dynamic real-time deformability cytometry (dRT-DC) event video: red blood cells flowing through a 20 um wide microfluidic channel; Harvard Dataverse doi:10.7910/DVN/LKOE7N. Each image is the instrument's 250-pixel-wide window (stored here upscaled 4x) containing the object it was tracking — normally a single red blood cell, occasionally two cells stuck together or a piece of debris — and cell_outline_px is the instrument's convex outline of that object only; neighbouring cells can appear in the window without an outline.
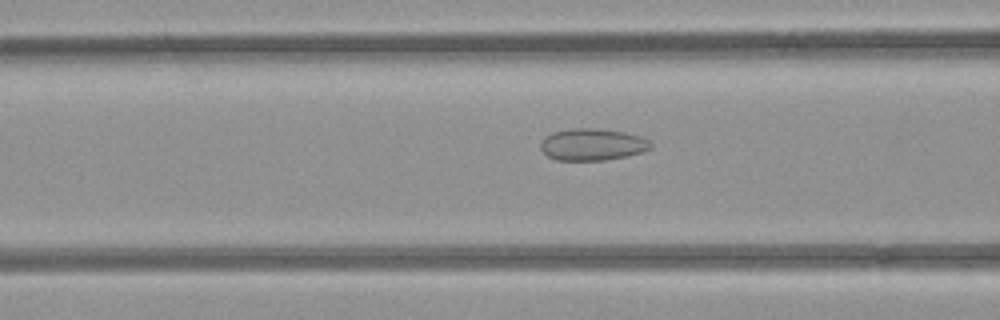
{"species": "common noctule bat (a hibernating species)", "species_latin": "Nyctalus noctula", "temperature_condition": "room temperature", "stored_images_in_passage": 37, "camera_frame_rate_fps": 3000, "um_per_image_px": 0.085, "animal": {"sex": "female", "body_mass_g": 21.9}, "frame": {"image": 1, "passage_image": 13, "time_ms": 4.0, "image_size_px": [1000, 320], "cell_outline_px": [[652, 148], [640, 152], [624, 156], [604, 160], [556, 160], [548, 156], [540, 148], [540, 144], [544, 136], [552, 132], [572, 128], [600, 128], [624, 132], [640, 136], [648, 140], [652, 144]], "centroid_in_image_um": [50.32, 12.27], "position_along_channel_um": 116.3, "area_um2": 20.46}}
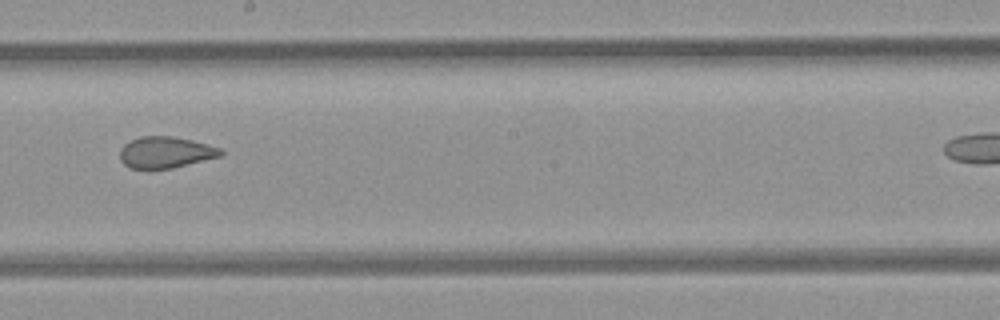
{"frame": {"image": 2, "passage_image": 22, "time_ms": 7.0, "image_size_px": [1000, 320], "cell_outline_px": [[224, 152], [220, 156], [172, 168], [128, 168], [120, 160], [120, 148], [124, 144], [140, 136], [172, 136], [192, 140], [208, 144], [220, 148]], "centroid_in_image_um": [14.05, 12.94], "position_along_channel_um": 234.1, "area_um2": 18.32}}
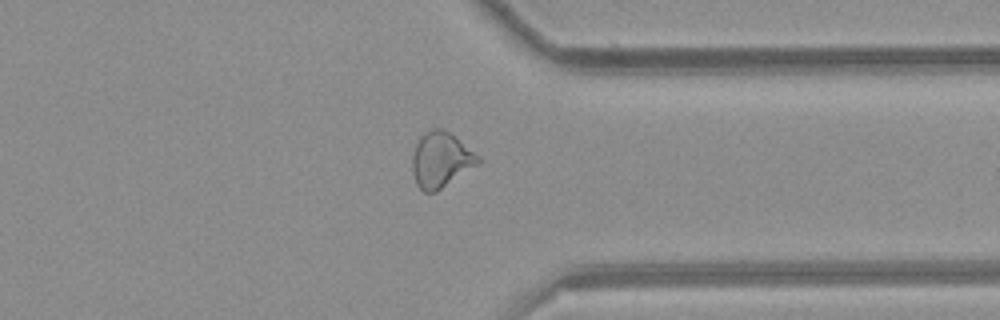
{"frame": {"image": 3, "passage_image": 33, "time_ms": 10.667, "image_size_px": [1000, 320], "cell_outline_px": [[480, 164], [436, 192], [424, 192], [416, 184], [412, 172], [412, 156], [416, 144], [420, 136], [424, 132], [432, 128], [444, 128], [480, 156]], "centroid_in_image_um": [37.47, 13.58], "position_along_channel_um": 373.9, "area_um2": 21.44}}